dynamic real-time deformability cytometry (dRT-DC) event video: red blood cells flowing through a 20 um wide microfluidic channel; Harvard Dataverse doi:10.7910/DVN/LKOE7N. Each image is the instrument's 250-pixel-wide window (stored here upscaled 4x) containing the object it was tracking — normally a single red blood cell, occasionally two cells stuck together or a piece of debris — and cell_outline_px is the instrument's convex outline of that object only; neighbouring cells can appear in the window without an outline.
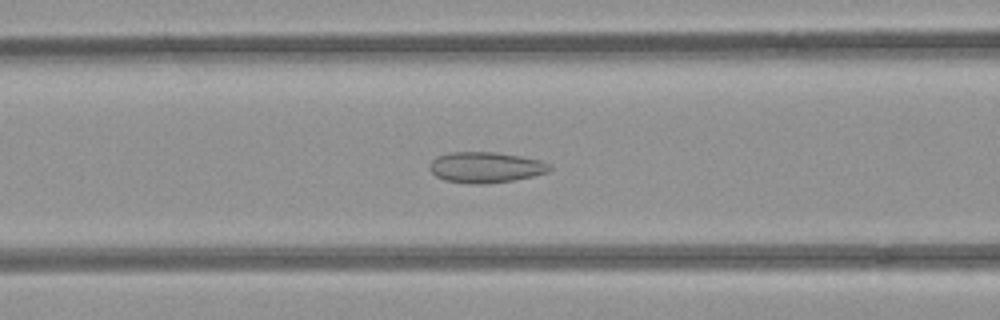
{"species": "common noctule bat (a hibernating species)", "species_latin": "Nyctalus noctula", "temperature_condition": "room temperature", "stored_images_in_passage": 46, "camera_frame_rate_fps": 3000, "um_per_image_px": 0.085, "animal": {"sex": "female", "body_mass_g": 21.9}, "frame": {"image": 1, "passage_image": 14, "time_ms": 4.333, "image_size_px": [1000, 320], "cell_outline_px": [[552, 168], [548, 172], [532, 176], [512, 180], [484, 184], [468, 184], [444, 180], [436, 176], [428, 168], [432, 160], [436, 156], [448, 152], [496, 152], [520, 156], [540, 160], [548, 164]], "centroid_in_image_um": [41.24, 14.22], "position_along_channel_um": 125.4, "area_um2": 21.56}}
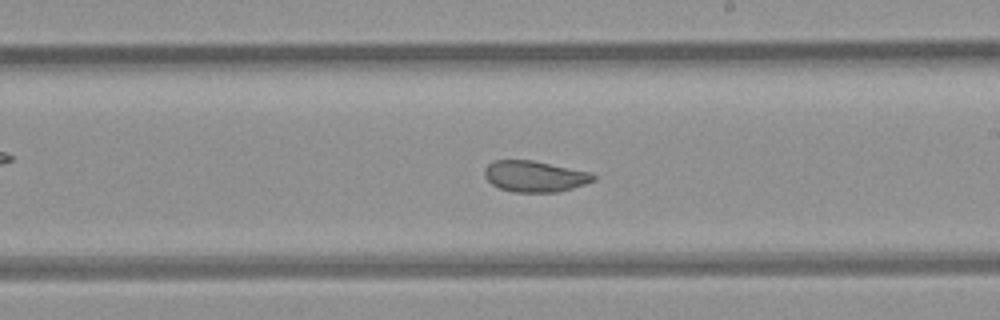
{"frame": {"image": 2, "passage_image": 23, "time_ms": 7.333, "image_size_px": [1000, 320], "cell_outline_px": [[596, 180], [560, 192], [512, 192], [500, 188], [492, 184], [484, 176], [484, 168], [488, 164], [496, 160], [532, 160], [588, 172], [596, 176]], "centroid_in_image_um": [45.43, 14.99], "position_along_channel_um": 243.6, "area_um2": 19.59}}
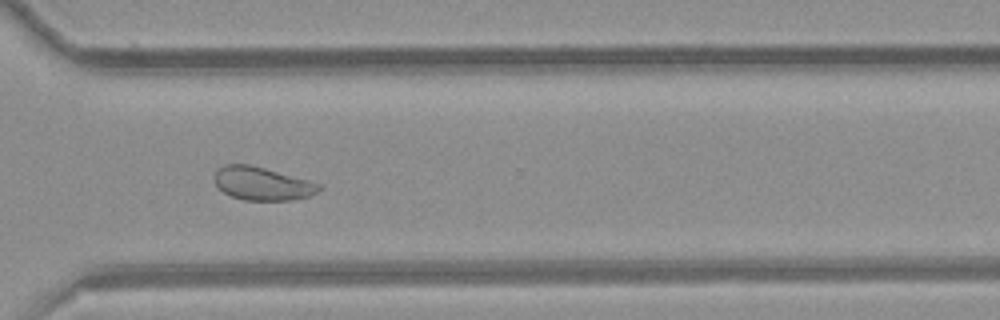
{"frame": {"image": 3, "passage_image": 31, "time_ms": 10.0, "image_size_px": [1000, 320], "cell_outline_px": [[320, 188], [316, 192], [308, 196], [292, 200], [244, 200], [232, 196], [224, 192], [212, 180], [216, 172], [224, 164], [248, 164], [264, 168], [308, 180], [320, 184]], "centroid_in_image_um": [22.25, 15.6], "position_along_channel_um": 348.3, "area_um2": 19.94}, "authors_computed_cell_mechanics": {"area_um2": 21.7617, "velocity_mm_per_s": 3.9474, "shape_relaxation_time_tau1_ms": null, "shape_relaxation_time_tau2_ms": 0.9374, "deformation_change_tau1": null, "deformation_change_tau2": 0.0718}}